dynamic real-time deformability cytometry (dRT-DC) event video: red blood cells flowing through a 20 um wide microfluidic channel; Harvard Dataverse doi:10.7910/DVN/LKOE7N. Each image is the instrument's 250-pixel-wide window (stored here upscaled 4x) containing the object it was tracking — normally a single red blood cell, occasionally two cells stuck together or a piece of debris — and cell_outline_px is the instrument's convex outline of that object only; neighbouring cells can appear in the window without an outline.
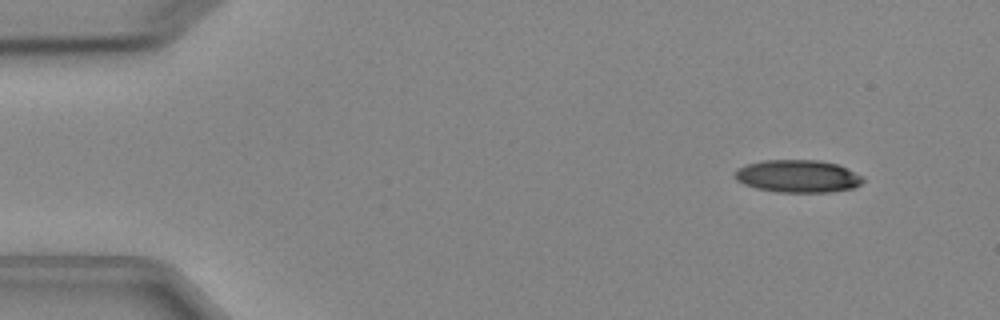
{"species": "Egyptian fruit bat (a non-hibernating species)", "species_latin": "Rousettus aegyptiacus", "temperature_condition": "cold", "stored_images_in_passage": 4, "camera_frame_rate_fps": 3000, "um_per_image_px": 0.085, "animal": {"sex": "female"}, "frame": {"image": 1, "passage_image": 2, "time_ms": 1.0, "image_size_px": [1000, 320], "cell_outline_px": [[864, 180], [860, 184], [852, 188], [832, 192], [776, 192], [756, 188], [744, 184], [736, 180], [732, 176], [740, 168], [748, 164], [764, 160], [820, 160], [836, 164], [860, 176]], "centroid_in_image_um": [67.77, 14.98], "position_along_channel_um": 17.2, "area_um2": 24.04}}
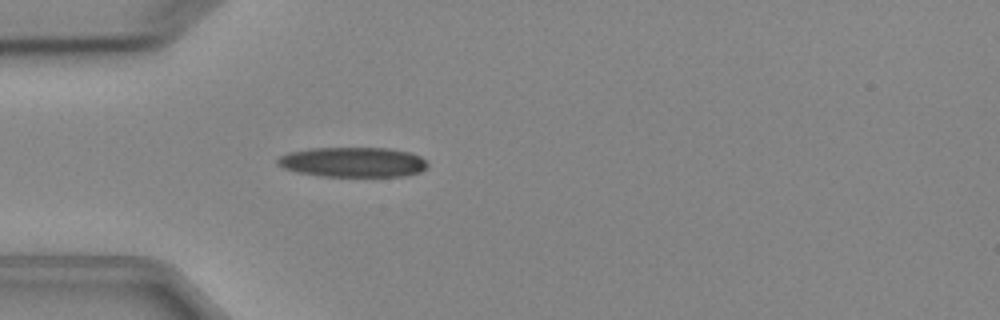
{"frame": {"image": 2, "passage_image": 4, "time_ms": 4.333, "image_size_px": [1000, 320], "cell_outline_px": [[428, 168], [420, 172], [404, 176], [320, 176], [296, 172], [284, 168], [276, 164], [276, 160], [280, 156], [288, 152], [308, 148], [392, 148], [412, 152], [420, 156], [428, 164]], "centroid_in_image_um": [30.0, 13.77], "position_along_channel_um": 55.0, "area_um2": 26.47}}